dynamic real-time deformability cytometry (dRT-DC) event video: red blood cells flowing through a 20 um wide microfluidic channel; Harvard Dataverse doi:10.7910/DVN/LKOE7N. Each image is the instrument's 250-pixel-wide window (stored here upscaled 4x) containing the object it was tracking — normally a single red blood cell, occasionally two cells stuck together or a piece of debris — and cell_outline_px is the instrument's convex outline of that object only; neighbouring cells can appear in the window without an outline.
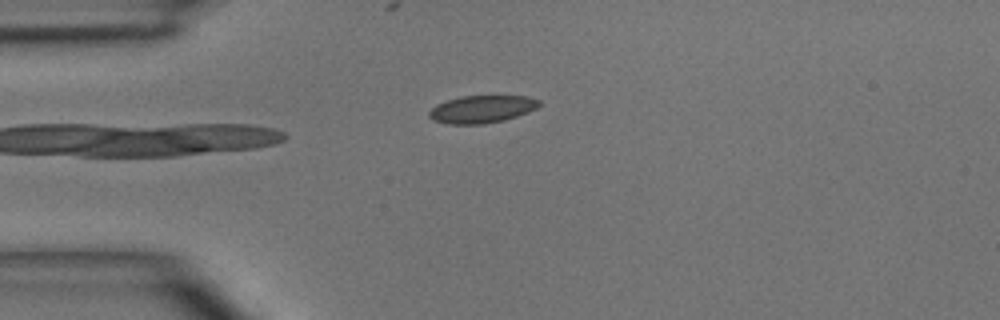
{"species": "common noctule bat (a hibernating species)", "species_latin": "Nyctalus noctula", "temperature_condition": "room temperature", "stored_images_in_passage": 2, "camera_frame_rate_fps": 3000, "um_per_image_px": 0.085, "animal": {"sex": "male", "body_mass_g": 15.6}, "frame": {"image": 1, "passage_image": 2, "time_ms": 2.0, "image_size_px": [1000, 320], "cell_outline_px": [[540, 104], [536, 108], [528, 112], [504, 120], [484, 124], [448, 124], [432, 120], [428, 116], [428, 112], [436, 104], [460, 96], [528, 96], [540, 100]], "centroid_in_image_um": [40.93, 9.28], "position_along_channel_um": 44.1, "area_um2": 17.69}}